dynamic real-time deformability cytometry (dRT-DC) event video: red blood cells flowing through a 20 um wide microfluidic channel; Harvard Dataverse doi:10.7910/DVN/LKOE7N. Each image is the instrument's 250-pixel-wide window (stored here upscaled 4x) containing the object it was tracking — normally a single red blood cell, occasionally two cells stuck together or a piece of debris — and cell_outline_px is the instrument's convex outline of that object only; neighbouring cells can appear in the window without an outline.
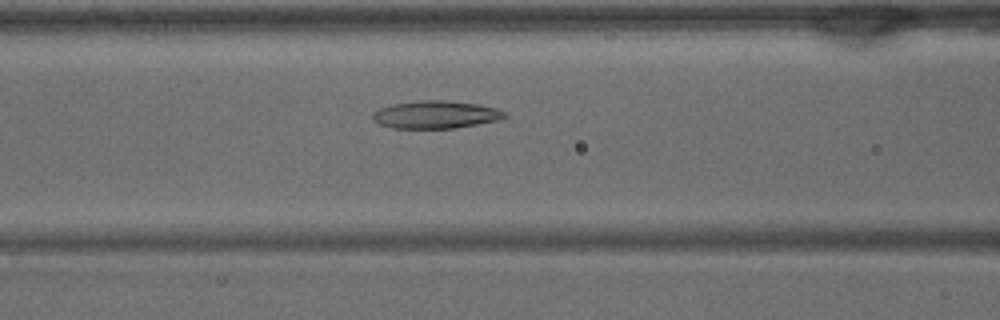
{"species": "common noctule bat (a hibernating species)", "species_latin": "Nyctalus noctula", "temperature_condition": "warm", "stored_images_in_passage": 41, "camera_frame_rate_fps": 3000, "um_per_image_px": 0.085, "animal": {"sex": "male", "body_mass_g": 15.6}, "frame": {"image": 1, "passage_image": 17, "time_ms": 5.333, "image_size_px": [1000, 320], "cell_outline_px": [[508, 116], [500, 120], [452, 128], [392, 128], [380, 124], [372, 120], [372, 116], [380, 108], [392, 104], [420, 100], [448, 100], [476, 104], [496, 108], [504, 112]], "centroid_in_image_um": [37.04, 9.74], "position_along_channel_um": 129.6, "area_um2": 21.15}}
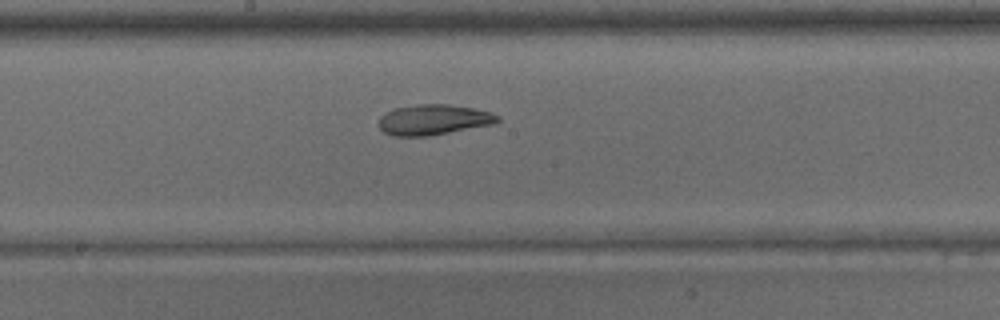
{"frame": {"image": 2, "passage_image": 22, "time_ms": 7.0, "image_size_px": [1000, 320], "cell_outline_px": [[500, 120], [492, 124], [428, 136], [392, 136], [384, 132], [380, 128], [380, 116], [384, 112], [392, 108], [416, 104], [448, 104], [472, 108], [492, 112], [500, 116]], "centroid_in_image_um": [36.82, 10.16], "position_along_channel_um": 211.4, "area_um2": 21.1}}
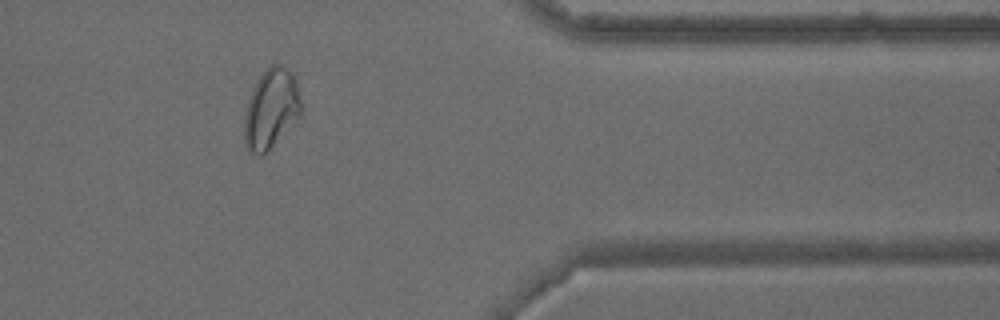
{"frame": {"image": 3, "passage_image": 34, "time_ms": 11.0, "image_size_px": [1000, 320], "cell_outline_px": [[300, 116], [260, 156], [252, 152], [244, 144], [244, 116], [248, 100], [256, 80], [268, 64], [280, 64], [296, 80], [300, 100]], "centroid_in_image_um": [23.0, 9.2], "position_along_channel_um": 388.4, "area_um2": 25.72}}